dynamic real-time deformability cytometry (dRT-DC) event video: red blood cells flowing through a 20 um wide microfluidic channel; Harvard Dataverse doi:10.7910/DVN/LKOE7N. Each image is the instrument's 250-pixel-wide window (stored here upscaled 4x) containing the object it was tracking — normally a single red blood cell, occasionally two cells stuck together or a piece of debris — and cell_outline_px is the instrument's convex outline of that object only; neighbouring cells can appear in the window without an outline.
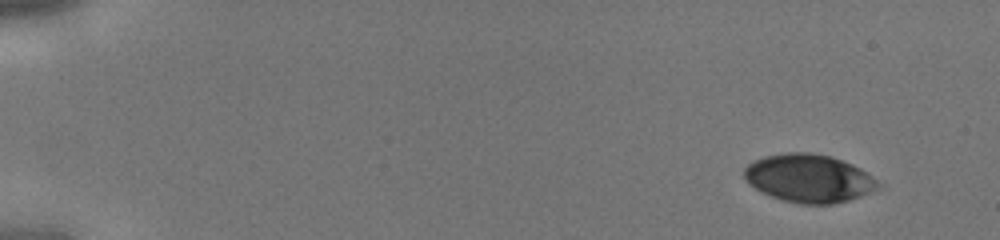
{"species": "human", "species_latin": "Homo sapiens", "temperature_condition": "cold", "stored_images_in_passage": 41, "camera_frame_rate_fps": 3000, "um_per_image_px": 0.085, "donor": {"sex": "male"}, "frame": {"image": 1, "passage_image": 1, "time_ms": 0.0, "image_size_px": [1000, 240], "cell_outline_px": [[884, 184], [880, 188], [848, 200], [832, 204], [796, 204], [760, 192], [748, 184], [744, 176], [744, 168], [748, 164], [764, 156], [784, 152], [808, 152], [832, 156], [852, 164], [860, 168]], "centroid_in_image_um": [68.76, 15.15], "position_along_channel_um": 16.2, "area_um2": 37.8}}
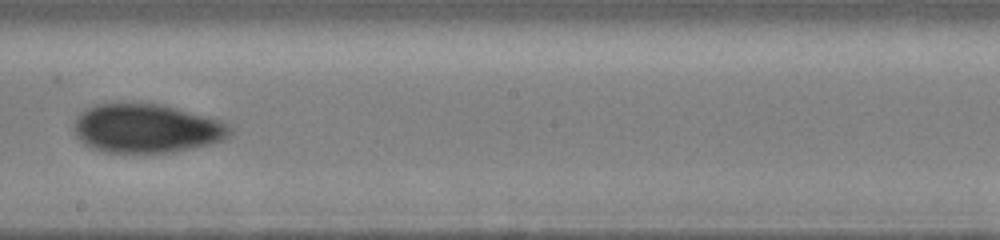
{"frame": {"image": 2, "passage_image": 24, "time_ms": 7.667, "image_size_px": [1000, 240], "cell_outline_px": [[232, 132], [224, 140], [192, 148], [172, 152], [104, 152], [92, 148], [84, 144], [76, 136], [72, 128], [72, 124], [76, 116], [80, 112], [96, 104], [120, 100], [128, 100], [164, 104], [220, 120], [228, 124]], "centroid_in_image_um": [12.38, 10.86], "position_along_channel_um": 235.8, "area_um2": 45.55}}
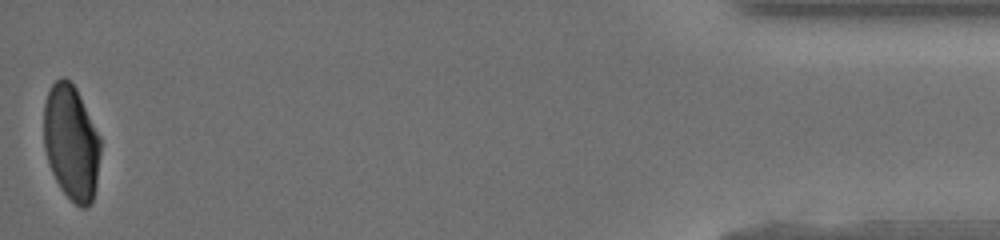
{"frame": {"image": 3, "passage_image": 41, "time_ms": 13.333, "image_size_px": [1000, 240], "cell_outline_px": [[100, 152], [96, 184], [92, 200], [88, 208], [80, 208], [60, 188], [52, 172], [44, 148], [44, 104], [48, 92], [52, 84], [60, 76], [64, 76], [76, 88], [100, 136]], "centroid_in_image_um": [6.05, 12.1], "position_along_channel_um": 429.1, "area_um2": 37.86}}